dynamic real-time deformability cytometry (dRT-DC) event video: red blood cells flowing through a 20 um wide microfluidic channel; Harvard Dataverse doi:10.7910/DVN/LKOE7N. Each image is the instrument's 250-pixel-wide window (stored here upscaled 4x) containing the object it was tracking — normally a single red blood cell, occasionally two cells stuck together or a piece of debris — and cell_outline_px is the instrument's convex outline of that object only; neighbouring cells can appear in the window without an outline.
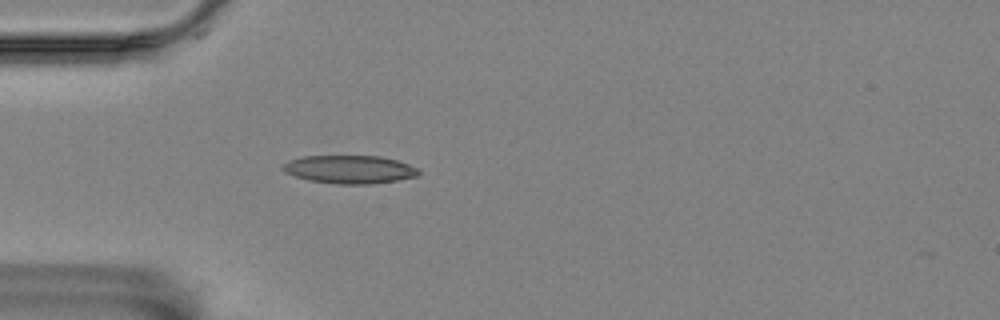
{"species": "Egyptian fruit bat (a non-hibernating species)", "species_latin": "Rousettus aegyptiacus", "temperature_condition": "room temperature", "stored_images_in_passage": 4, "camera_frame_rate_fps": 3000, "um_per_image_px": 0.085, "animal": {"sex": "female"}, "frame": {"image": 1, "passage_image": 4, "time_ms": 1.0, "image_size_px": [1000, 320], "cell_outline_px": [[420, 172], [416, 176], [396, 180], [368, 184], [336, 184], [308, 180], [284, 172], [280, 168], [288, 160], [304, 156], [380, 156], [396, 160], [408, 164], [416, 168]], "centroid_in_image_um": [29.67, 14.39], "position_along_channel_um": 55.3, "area_um2": 22.14}}